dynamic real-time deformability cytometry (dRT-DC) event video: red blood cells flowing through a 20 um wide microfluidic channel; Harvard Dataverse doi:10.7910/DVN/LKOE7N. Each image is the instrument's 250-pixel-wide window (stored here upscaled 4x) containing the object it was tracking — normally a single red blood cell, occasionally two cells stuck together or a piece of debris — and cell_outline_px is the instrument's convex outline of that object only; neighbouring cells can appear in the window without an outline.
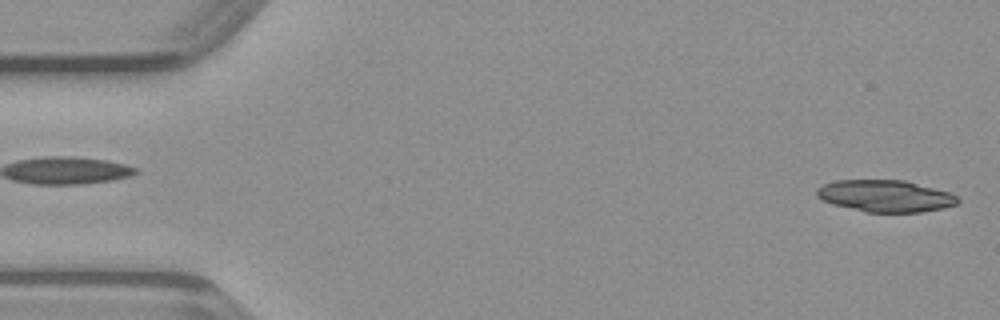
{"species": "common noctule bat (a hibernating species)", "species_latin": "Nyctalus noctula", "temperature_condition": "warm", "stored_images_in_passage": 14, "camera_frame_rate_fps": 3000, "um_per_image_px": 0.085, "animal": {"sex": "male", "body_mass_g": 23.1, "forearm_length_mm": 52.7}, "frame": {"image": 1, "passage_image": 1, "time_ms": 0.0, "image_size_px": [1000, 320], "cell_outline_px": [[960, 200], [956, 204], [944, 208], [920, 212], [864, 212], [832, 204], [820, 200], [816, 196], [816, 188], [824, 184], [836, 180], [904, 180], [948, 192], [960, 196]], "centroid_in_image_um": [75.23, 16.66], "position_along_channel_um": 9.8, "area_um2": 26.3}}